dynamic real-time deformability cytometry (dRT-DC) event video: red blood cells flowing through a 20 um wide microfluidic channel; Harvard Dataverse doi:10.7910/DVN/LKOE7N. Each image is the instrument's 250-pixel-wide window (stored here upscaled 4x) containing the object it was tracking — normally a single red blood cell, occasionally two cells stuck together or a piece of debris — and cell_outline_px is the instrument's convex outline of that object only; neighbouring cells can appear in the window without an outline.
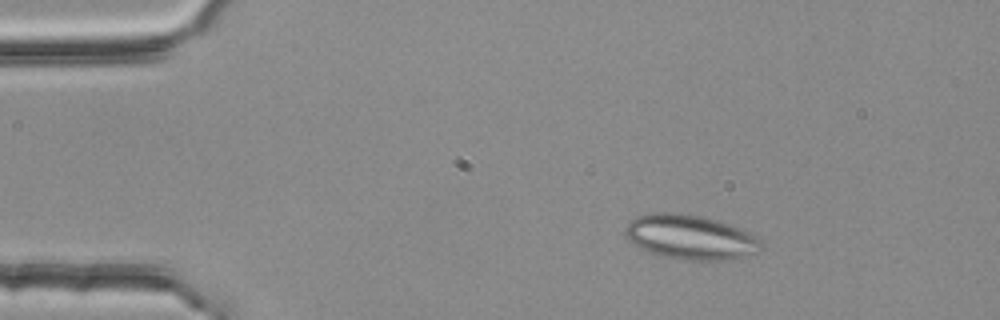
{"species": "common noctule bat (a hibernating species)", "species_latin": "Nyctalus noctula", "temperature_condition": "room temperature", "stored_images_in_passage": 2, "camera_frame_rate_fps": 3000, "um_per_image_px": 0.085, "animal": {"sex": "female", "body_mass_g": 25.1}, "frame": {"image": 1, "passage_image": 1, "time_ms": 0.0, "image_size_px": [1000, 320], "cell_outline_px": [[764, 248], [760, 252], [724, 260], [684, 260], [664, 256], [640, 248], [632, 244], [628, 240], [624, 232], [624, 228], [636, 216], [652, 212], [688, 212], [704, 216], [728, 224], [748, 232], [760, 240], [764, 244]], "centroid_in_image_um": [58.67, 20.14], "position_along_channel_um": 26.3, "area_um2": 35.55}}